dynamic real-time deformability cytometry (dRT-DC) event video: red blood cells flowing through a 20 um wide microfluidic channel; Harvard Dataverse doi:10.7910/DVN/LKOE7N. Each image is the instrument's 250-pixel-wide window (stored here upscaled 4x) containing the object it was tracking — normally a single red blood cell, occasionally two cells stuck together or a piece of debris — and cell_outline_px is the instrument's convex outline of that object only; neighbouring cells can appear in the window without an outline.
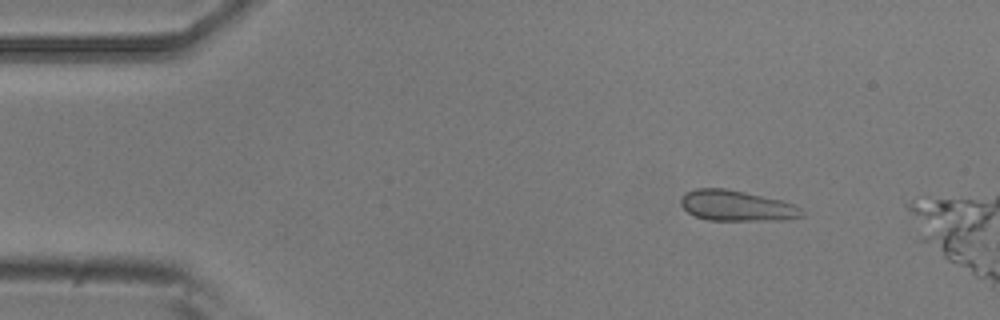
{"species": "common noctule bat (a hibernating species)", "species_latin": "Nyctalus noctula", "temperature_condition": "room temperature", "stored_images_in_passage": 4, "camera_frame_rate_fps": 3000, "um_per_image_px": 0.085, "animal": {"sex": "male", "body_mass_g": 20.5, "forearm_length_mm": 52.5}, "frame": {"image": 1, "passage_image": 2, "time_ms": 0.333, "image_size_px": [1000, 320], "cell_outline_px": [[804, 216], [788, 220], [708, 220], [696, 216], [688, 212], [680, 204], [680, 200], [684, 192], [696, 188], [724, 188], [744, 192], [780, 200], [792, 204], [800, 208], [804, 212]], "centroid_in_image_um": [62.6, 17.49], "position_along_channel_um": 22.4, "area_um2": 21.56}}